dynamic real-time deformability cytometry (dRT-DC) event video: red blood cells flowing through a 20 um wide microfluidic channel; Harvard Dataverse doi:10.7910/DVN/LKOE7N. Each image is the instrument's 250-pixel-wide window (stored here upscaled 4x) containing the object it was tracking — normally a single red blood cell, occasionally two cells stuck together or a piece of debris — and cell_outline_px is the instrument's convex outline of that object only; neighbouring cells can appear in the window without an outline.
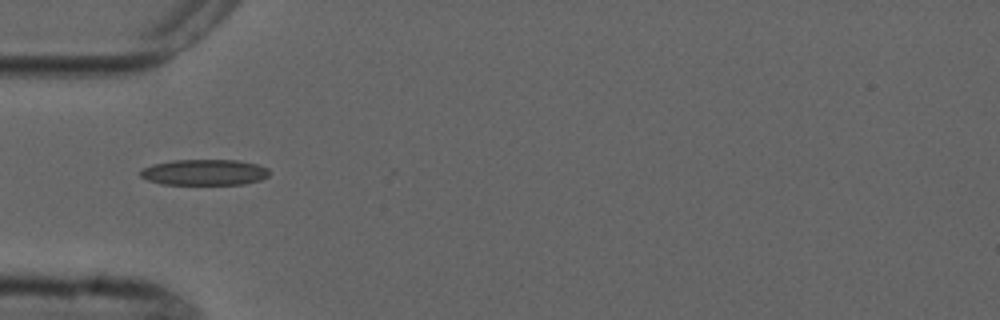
{"species": "common noctule bat (a hibernating species)", "species_latin": "Nyctalus noctula", "temperature_condition": "cold", "stored_images_in_passage": 6, "camera_frame_rate_fps": 3000, "um_per_image_px": 0.085, "animal": {"sex": "male", "forearm_length_mm": 52.5}, "frame": {"image": 1, "passage_image": 5, "time_ms": 4.667, "image_size_px": [1000, 320], "cell_outline_px": [[268, 176], [260, 180], [244, 184], [160, 184], [148, 180], [140, 176], [140, 168], [152, 164], [172, 160], [236, 160], [256, 164], [268, 168]], "centroid_in_image_um": [17.33, 14.64], "position_along_channel_um": 67.7, "area_um2": 19.48}}
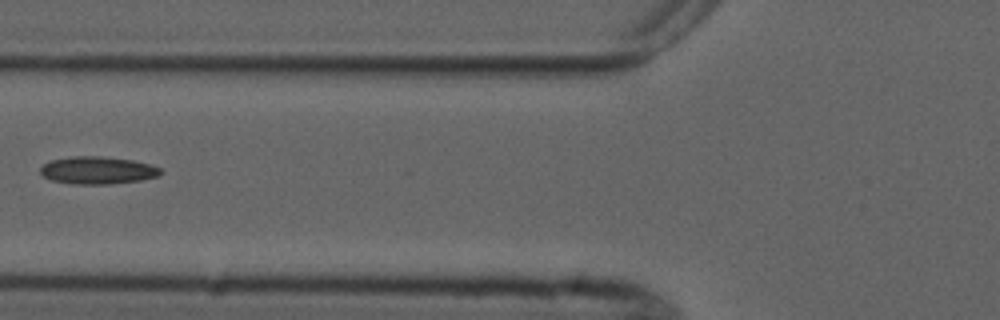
{"frame": {"image": 2, "passage_image": 6, "time_ms": 6.0, "image_size_px": [1000, 320], "cell_outline_px": [[164, 172], [160, 176], [140, 180], [108, 184], [72, 184], [52, 180], [44, 176], [40, 172], [40, 168], [44, 164], [52, 160], [72, 156], [100, 156], [132, 160], [152, 164], [160, 168]], "centroid_in_image_um": [8.34, 14.47], "position_along_channel_um": 117.5, "area_um2": 19.31}}